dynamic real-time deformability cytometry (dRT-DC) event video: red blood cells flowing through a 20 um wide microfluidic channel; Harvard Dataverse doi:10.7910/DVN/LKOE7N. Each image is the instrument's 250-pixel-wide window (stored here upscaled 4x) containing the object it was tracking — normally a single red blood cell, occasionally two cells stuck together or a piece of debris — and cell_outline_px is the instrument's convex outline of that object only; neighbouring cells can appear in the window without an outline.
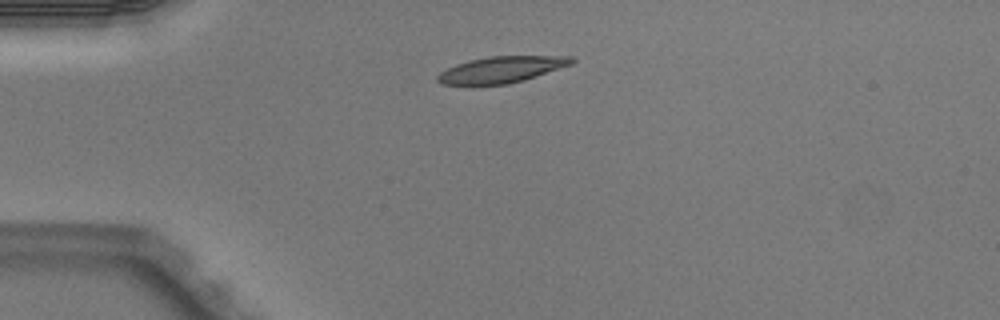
{"species": "Egyptian fruit bat (a non-hibernating species)", "species_latin": "Rousettus aegyptiacus", "temperature_condition": "warm", "stored_images_in_passage": 6, "camera_frame_rate_fps": 3000, "um_per_image_px": 0.085, "animal": {"sex": "male"}, "frame": {"image": 1, "passage_image": 6, "time_ms": 1.667, "image_size_px": [1000, 320], "cell_outline_px": [[576, 60], [572, 64], [524, 80], [508, 84], [440, 84], [436, 80], [436, 76], [440, 72], [456, 64], [472, 60], [492, 56], [572, 56]], "centroid_in_image_um": [42.64, 5.91], "position_along_channel_um": 42.4, "area_um2": 20.29}}